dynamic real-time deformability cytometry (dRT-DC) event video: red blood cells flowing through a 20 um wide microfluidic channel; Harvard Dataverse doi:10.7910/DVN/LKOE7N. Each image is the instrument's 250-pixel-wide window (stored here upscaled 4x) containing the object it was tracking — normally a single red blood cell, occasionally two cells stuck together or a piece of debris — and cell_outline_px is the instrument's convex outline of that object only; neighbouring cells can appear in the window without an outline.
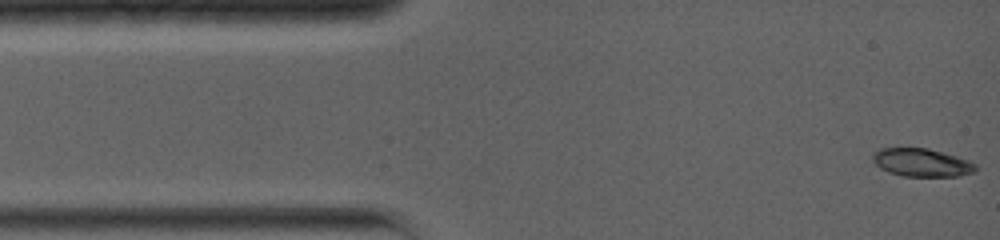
{"species": "common noctule bat (a hibernating species)", "species_latin": "Nyctalus noctula", "temperature_condition": "warm", "stored_images_in_passage": 29, "camera_frame_rate_fps": 5000, "um_per_image_px": 0.085, "animal": {"sex": "female", "body_mass_g": 19.0, "forearm_length_mm": 56.7}, "frame": {"image": 1, "passage_image": 1, "time_ms": 0.0, "image_size_px": [1000, 240], "cell_outline_px": [[976, 168], [972, 172], [960, 176], [904, 176], [888, 172], [880, 168], [872, 160], [872, 156], [880, 148], [928, 148], [944, 152], [968, 160], [976, 164]], "centroid_in_image_um": [78.34, 13.81], "position_along_channel_um": 6.7, "area_um2": 16.76}}
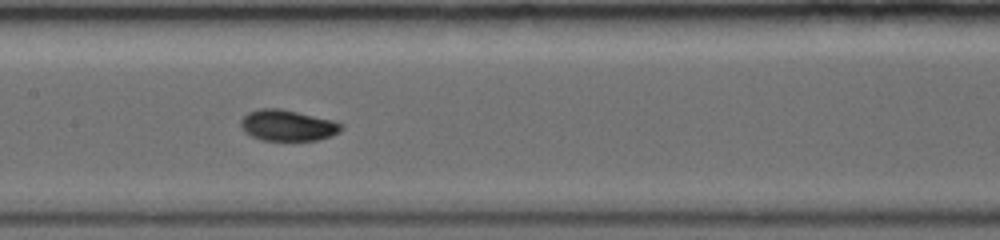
{"frame": {"image": 2, "passage_image": 17, "time_ms": 6.4, "image_size_px": [1000, 240], "cell_outline_px": [[344, 128], [340, 132], [332, 136], [316, 140], [264, 140], [252, 136], [244, 132], [240, 124], [240, 120], [248, 112], [260, 108], [280, 108], [332, 120], [344, 124]], "centroid_in_image_um": [24.46, 10.65], "position_along_channel_um": 182.9, "area_um2": 18.21}}
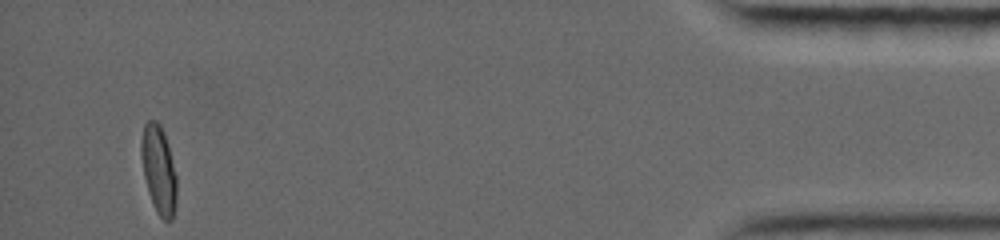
{"frame": {"image": 3, "passage_image": 29, "time_ms": 14.8, "image_size_px": [1000, 240], "cell_outline_px": [[176, 204], [172, 220], [164, 220], [156, 212], [148, 192], [144, 176], [140, 156], [140, 140], [144, 124], [148, 120], [156, 120], [160, 124], [164, 132], [168, 144], [176, 176]], "centroid_in_image_um": [13.47, 14.39], "position_along_channel_um": 421.7, "area_um2": 18.38}, "authors_computed_cell_mechanics": {"area_um2": 17.918, "velocity_mm_per_s": 3.9645, "shape_relaxation_time_tau1_ms": 3.5789, "shape_relaxation_time_tau2_ms": 1.4115, "deformation_change_tau1": 0.15, "deformation_change_tau2": 0.0256}}